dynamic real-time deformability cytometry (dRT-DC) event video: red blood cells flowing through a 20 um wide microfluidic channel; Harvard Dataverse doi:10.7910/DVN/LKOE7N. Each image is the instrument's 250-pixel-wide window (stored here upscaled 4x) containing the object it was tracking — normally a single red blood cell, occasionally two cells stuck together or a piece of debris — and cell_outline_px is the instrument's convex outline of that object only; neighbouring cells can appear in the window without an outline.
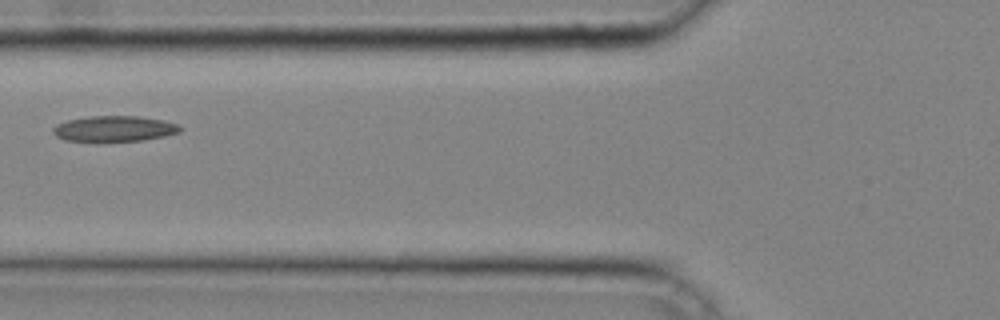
{"species": "common noctule bat (a hibernating species)", "species_latin": "Nyctalus noctula", "temperature_condition": "cold", "stored_images_in_passage": 3, "camera_frame_rate_fps": 3000, "um_per_image_px": 0.085, "animal": {"sex": "male", "body_mass_g": 20.4}, "frame": {"image": 1, "passage_image": 2, "time_ms": 0.333, "image_size_px": [1000, 320], "cell_outline_px": [[184, 128], [180, 132], [164, 136], [144, 140], [64, 140], [56, 136], [52, 132], [52, 128], [56, 124], [68, 120], [88, 116], [136, 116], [164, 120], [180, 124]], "centroid_in_image_um": [9.76, 10.92], "position_along_channel_um": 116.0, "area_um2": 18.84}}